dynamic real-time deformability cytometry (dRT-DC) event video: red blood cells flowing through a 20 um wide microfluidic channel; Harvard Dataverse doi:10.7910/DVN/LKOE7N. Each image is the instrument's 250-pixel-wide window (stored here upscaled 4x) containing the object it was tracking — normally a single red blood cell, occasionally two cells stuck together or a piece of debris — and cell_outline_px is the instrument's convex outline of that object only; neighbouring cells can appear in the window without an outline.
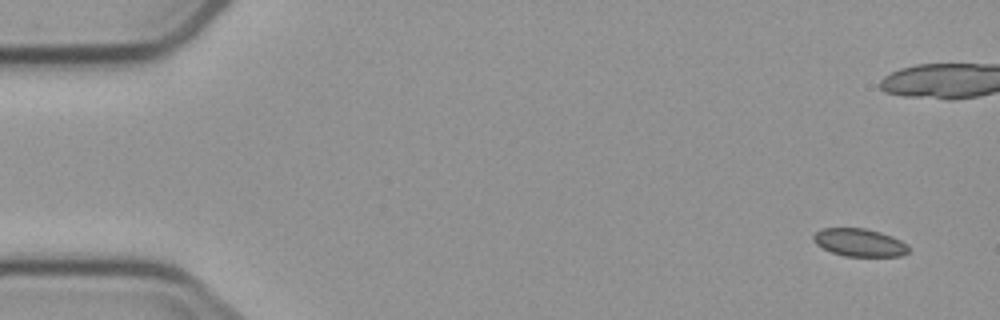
{"species": "common noctule bat (a hibernating species)", "species_latin": "Nyctalus noctula", "temperature_condition": "cold", "stored_images_in_passage": 9, "camera_frame_rate_fps": 3000, "um_per_image_px": 0.085, "animal": {"sex": "male", "body_mass_g": 23.1, "forearm_length_mm": 52.7}, "frame": {"image": 1, "passage_image": 1, "time_ms": 0.0, "image_size_px": [1000, 320], "cell_outline_px": [[908, 252], [900, 256], [844, 256], [832, 252], [816, 244], [812, 240], [812, 236], [820, 228], [864, 228], [880, 232], [892, 236], [908, 244]], "centroid_in_image_um": [73.04, 20.61], "position_along_channel_um": 12.0, "area_um2": 15.43}}